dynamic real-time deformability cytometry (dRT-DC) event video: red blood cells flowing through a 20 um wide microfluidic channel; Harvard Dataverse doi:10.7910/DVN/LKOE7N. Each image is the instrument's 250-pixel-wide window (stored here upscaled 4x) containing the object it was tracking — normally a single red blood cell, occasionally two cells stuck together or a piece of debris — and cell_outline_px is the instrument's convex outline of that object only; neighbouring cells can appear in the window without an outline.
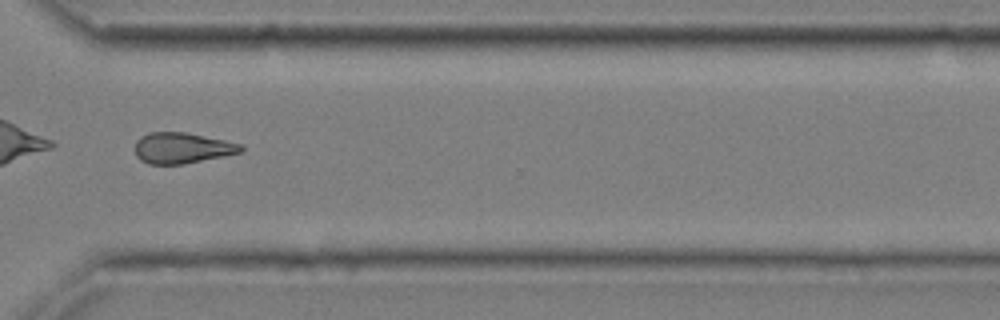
{"species": "common noctule bat (a hibernating species)", "species_latin": "Nyctalus noctula", "temperature_condition": "cold", "stored_images_in_passage": 35, "camera_frame_rate_fps": 3000, "um_per_image_px": 0.085, "animal": {"sex": "male", "body_mass_g": 20.4}, "frame": {"image": 1, "passage_image": 25, "time_ms": 8.0, "image_size_px": [1000, 320], "cell_outline_px": [[244, 148], [240, 152], [224, 156], [184, 164], [148, 164], [140, 160], [136, 156], [136, 140], [140, 136], [148, 132], [184, 132], [244, 144]], "centroid_in_image_um": [15.47, 12.58], "position_along_channel_um": 355.1, "area_um2": 19.07}}
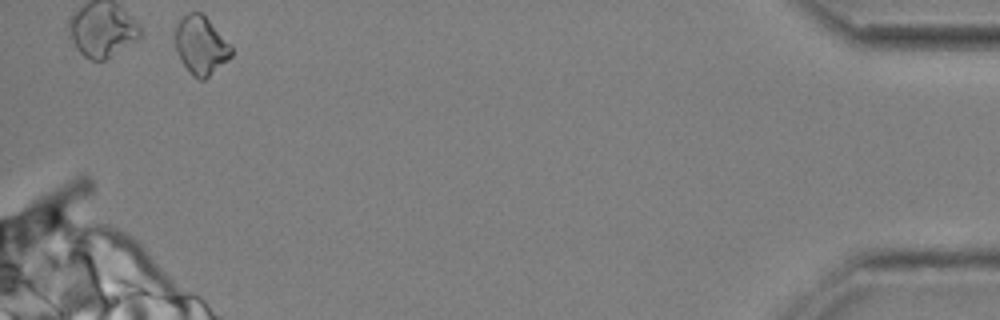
{"frame": {"image": 2, "passage_image": 35, "time_ms": 11.333, "image_size_px": [1000, 320], "cell_outline_px": [[232, 56], [228, 60], [204, 80], [200, 80], [192, 76], [184, 64], [172, 40], [172, 36], [176, 24], [188, 12], [204, 12], [232, 48]], "centroid_in_image_um": [17.04, 3.82], "position_along_channel_um": 418.2, "area_um2": 19.31}}